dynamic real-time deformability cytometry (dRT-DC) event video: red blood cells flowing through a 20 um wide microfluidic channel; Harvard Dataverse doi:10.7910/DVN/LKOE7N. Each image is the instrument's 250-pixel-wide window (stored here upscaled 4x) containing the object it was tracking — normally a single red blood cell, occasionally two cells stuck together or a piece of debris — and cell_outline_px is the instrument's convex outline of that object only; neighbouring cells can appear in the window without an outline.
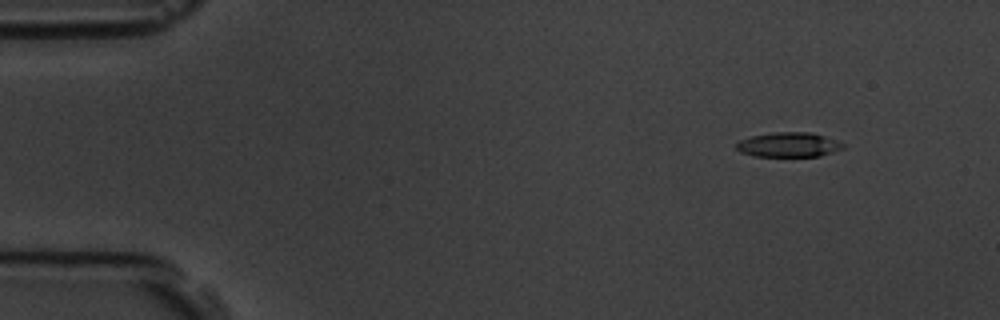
{"species": "common noctule bat (a hibernating species)", "species_latin": "Nyctalus noctula", "temperature_condition": "room temperature", "stored_images_in_passage": 4, "camera_frame_rate_fps": 3000, "um_per_image_px": 0.085, "animal": {"sex": "male", "body_mass_g": 19.5, "forearm_length_mm": 54.6}, "frame": {"image": 1, "passage_image": 1, "time_ms": 0.0, "image_size_px": [1000, 320], "cell_outline_px": [[844, 148], [820, 156], [752, 156], [740, 152], [736, 148], [736, 144], [740, 140], [752, 136], [772, 132], [808, 132], [824, 136], [844, 144]], "centroid_in_image_um": [67.0, 12.3], "position_along_channel_um": 18.0, "area_um2": 15.2}}
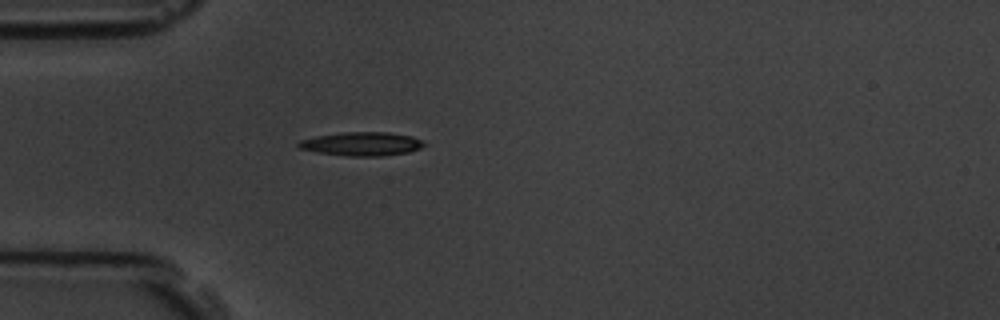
{"frame": {"image": 2, "passage_image": 4, "time_ms": 3.333, "image_size_px": [1000, 320], "cell_outline_px": [[428, 144], [420, 148], [408, 152], [380, 156], [348, 156], [316, 152], [300, 148], [296, 144], [300, 140], [316, 136], [340, 132], [388, 132], [412, 136], [424, 140]], "centroid_in_image_um": [30.78, 12.22], "position_along_channel_um": 54.2, "area_um2": 17.46}}